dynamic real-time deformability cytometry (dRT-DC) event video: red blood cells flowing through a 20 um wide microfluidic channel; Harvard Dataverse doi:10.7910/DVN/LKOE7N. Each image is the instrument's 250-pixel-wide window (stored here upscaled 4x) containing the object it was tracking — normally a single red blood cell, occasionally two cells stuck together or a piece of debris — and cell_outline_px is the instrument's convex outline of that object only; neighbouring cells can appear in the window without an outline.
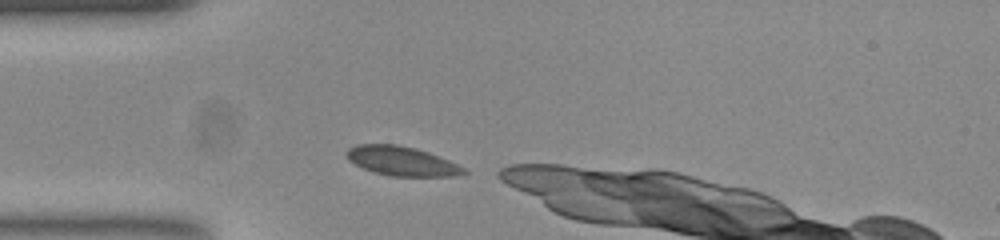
{"species": "common noctule bat (a hibernating species)", "species_latin": "Nyctalus noctula", "temperature_condition": "room temperature", "stored_images_in_passage": 9, "camera_frame_rate_fps": 3000, "um_per_image_px": 0.085, "animal": {"sex": "female", "body_mass_g": 23.0, "forearm_length_mm": 53.4}, "frame": {"image": 1, "passage_image": 1, "time_ms": 0.0, "image_size_px": [1000, 240], "cell_outline_px": [[468, 172], [452, 176], [388, 176], [364, 168], [348, 160], [348, 148], [356, 144], [396, 144], [416, 148], [428, 152], [448, 160], [464, 168]], "centroid_in_image_um": [34.14, 13.68], "position_along_channel_um": 50.9, "area_um2": 19.71}}
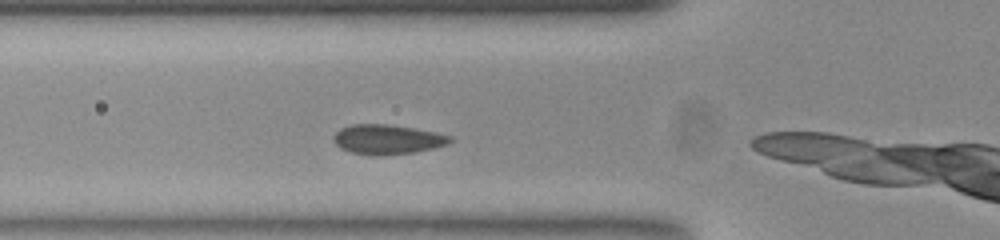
{"frame": {"image": 2, "passage_image": 5, "time_ms": 1.333, "image_size_px": [1000, 240], "cell_outline_px": [[452, 140], [448, 144], [432, 148], [412, 152], [372, 156], [352, 152], [340, 148], [332, 140], [332, 136], [340, 128], [352, 124], [388, 124], [436, 132], [452, 136]], "centroid_in_image_um": [32.89, 11.84], "position_along_channel_um": 92.9, "area_um2": 20.06}}
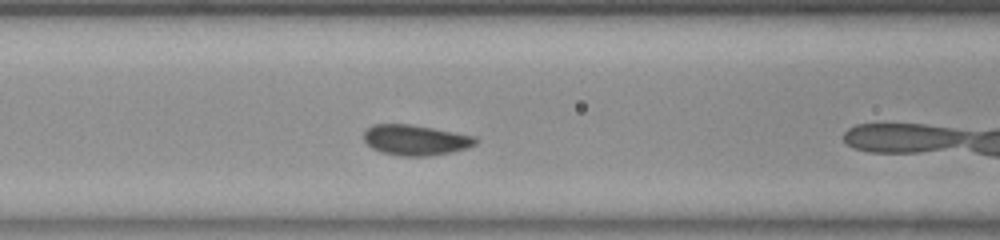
{"frame": {"image": 3, "passage_image": 8, "time_ms": 2.333, "image_size_px": [1000, 240], "cell_outline_px": [[480, 140], [476, 144], [464, 148], [448, 152], [428, 156], [400, 156], [384, 152], [372, 148], [364, 140], [364, 132], [372, 124], [408, 124], [432, 128], [476, 136]], "centroid_in_image_um": [35.32, 11.89], "position_along_channel_um": 131.3, "area_um2": 19.59}}